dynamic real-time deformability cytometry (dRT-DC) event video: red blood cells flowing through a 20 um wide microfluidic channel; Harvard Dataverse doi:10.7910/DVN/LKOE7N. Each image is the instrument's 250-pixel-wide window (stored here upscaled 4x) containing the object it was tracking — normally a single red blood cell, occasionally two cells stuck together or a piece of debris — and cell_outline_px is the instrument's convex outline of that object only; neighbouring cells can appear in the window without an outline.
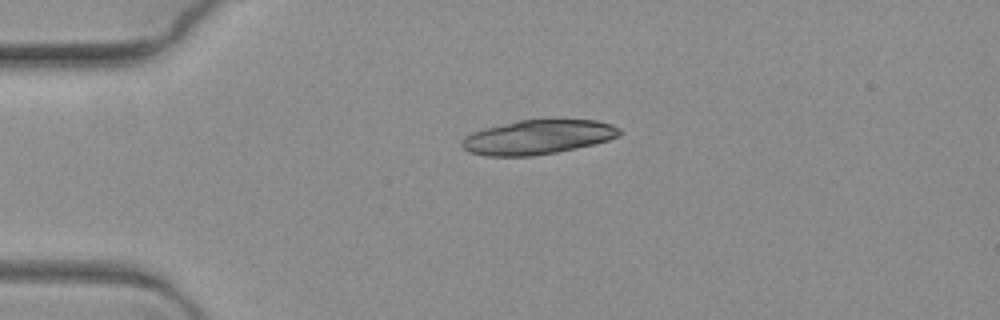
{"species": "common noctule bat (a hibernating species)", "species_latin": "Nyctalus noctula", "temperature_condition": "warm", "stored_images_in_passage": 4, "camera_frame_rate_fps": 3000, "um_per_image_px": 0.085, "animal": {"sex": "female", "body_mass_g": 19.3, "forearm_length_mm": 54.1}, "frame": {"image": 1, "passage_image": 1, "time_ms": 0.0, "image_size_px": [1000, 320], "cell_outline_px": [[620, 136], [608, 140], [592, 144], [556, 152], [532, 156], [488, 156], [468, 152], [460, 144], [460, 140], [464, 136], [472, 132], [484, 128], [516, 120], [596, 120], [612, 124], [620, 128]], "centroid_in_image_um": [45.67, 11.65], "position_along_channel_um": 39.3, "area_um2": 31.56}}